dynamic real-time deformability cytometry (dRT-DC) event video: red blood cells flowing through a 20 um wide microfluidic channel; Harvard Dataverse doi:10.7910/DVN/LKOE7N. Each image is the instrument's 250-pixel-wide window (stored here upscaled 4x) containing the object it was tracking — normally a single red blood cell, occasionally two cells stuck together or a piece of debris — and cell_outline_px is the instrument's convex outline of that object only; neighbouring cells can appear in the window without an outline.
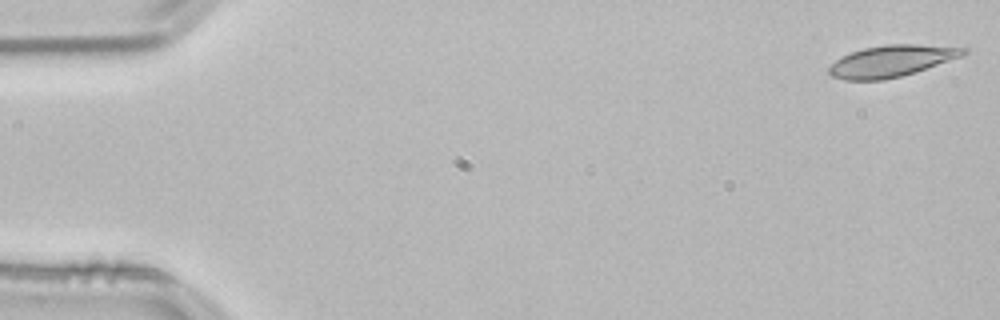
{"species": "common noctule bat (a hibernating species)", "species_latin": "Nyctalus noctula", "temperature_condition": "room temperature", "stored_images_in_passage": 12, "segment_of_instrument_passage": [1, 2], "camera_frame_rate_fps": 3000, "um_per_image_px": 0.085, "animal": {"sex": "male", "body_mass_g": 21.5, "forearm_length_mm": 52.0}, "frame": {"image": 1, "passage_image": 1, "time_ms": 0.0, "image_size_px": [1000, 320], "cell_outline_px": [[968, 52], [964, 56], [900, 76], [884, 80], [844, 80], [832, 76], [828, 72], [828, 68], [836, 60], [852, 52], [864, 48], [888, 44], [920, 44], [968, 48]], "centroid_in_image_um": [75.8, 5.18], "position_along_channel_um": 9.2, "area_um2": 24.51}}